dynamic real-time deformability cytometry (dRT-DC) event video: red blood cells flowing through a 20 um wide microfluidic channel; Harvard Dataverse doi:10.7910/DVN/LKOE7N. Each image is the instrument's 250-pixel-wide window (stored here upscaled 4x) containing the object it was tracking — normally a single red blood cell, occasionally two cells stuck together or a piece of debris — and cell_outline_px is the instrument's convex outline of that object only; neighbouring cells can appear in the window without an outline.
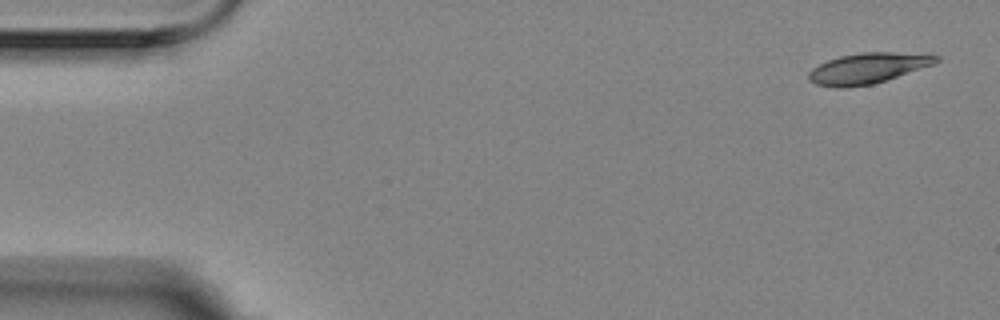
{"species": "Egyptian fruit bat (a non-hibernating species)", "species_latin": "Rousettus aegyptiacus", "temperature_condition": "room temperature", "stored_images_in_passage": 6, "camera_frame_rate_fps": 3000, "um_per_image_px": 0.085, "animal": {"sex": "female"}, "frame": {"image": 1, "passage_image": 1, "time_ms": 0.0, "image_size_px": [1000, 320], "cell_outline_px": [[940, 60], [932, 64], [872, 84], [844, 88], [836, 88], [816, 84], [808, 80], [808, 72], [812, 68], [828, 60], [840, 56], [860, 52], [928, 52], [940, 56]], "centroid_in_image_um": [73.78, 5.77], "position_along_channel_um": 11.2, "area_um2": 22.83}}